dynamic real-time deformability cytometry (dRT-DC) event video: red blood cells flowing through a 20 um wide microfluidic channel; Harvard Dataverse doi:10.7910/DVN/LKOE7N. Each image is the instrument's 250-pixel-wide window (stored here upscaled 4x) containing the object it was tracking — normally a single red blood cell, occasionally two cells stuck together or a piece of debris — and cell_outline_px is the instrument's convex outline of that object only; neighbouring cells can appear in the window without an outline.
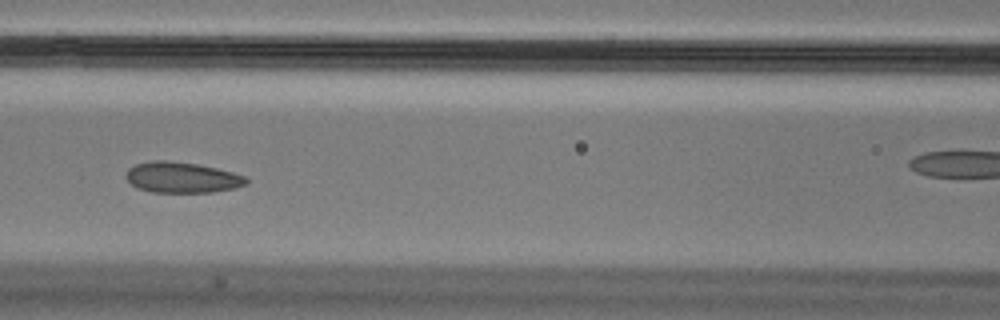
{"species": "Egyptian fruit bat (a non-hibernating species)", "species_latin": "Rousettus aegyptiacus", "temperature_condition": "cold", "stored_images_in_passage": 55, "camera_frame_rate_fps": 3000, "um_per_image_px": 0.085, "animal": {"sex": "male"}, "frame": {"image": 1, "passage_image": 24, "time_ms": 7.667, "image_size_px": [1000, 320], "cell_outline_px": [[248, 184], [236, 188], [212, 192], [152, 192], [136, 188], [124, 176], [128, 168], [136, 164], [152, 160], [164, 160], [196, 164], [216, 168], [248, 176]], "centroid_in_image_um": [15.48, 15.09], "position_along_channel_um": 151.1, "area_um2": 21.68}, "authors_computed_cell_mechanics": {"area_um2": 22.4264, "velocity_mm_per_s": 3.6394, "shape_relaxation_time_tau1_ms": null, "shape_relaxation_time_tau2_ms": 1.499, "deformation_change_tau1": null, "deformation_change_tau2": 0.0719}}